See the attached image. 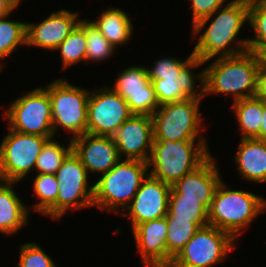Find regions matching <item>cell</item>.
Here are the masks:
<instances>
[{"label":"cell","instance_id":"38","mask_svg":"<svg viewBox=\"0 0 266 267\" xmlns=\"http://www.w3.org/2000/svg\"><path fill=\"white\" fill-rule=\"evenodd\" d=\"M248 50L255 53L259 69H266V46H248Z\"/></svg>","mask_w":266,"mask_h":267},{"label":"cell","instance_id":"6","mask_svg":"<svg viewBox=\"0 0 266 267\" xmlns=\"http://www.w3.org/2000/svg\"><path fill=\"white\" fill-rule=\"evenodd\" d=\"M202 98L160 105L153 113V141L208 140L200 112ZM201 135V136H200Z\"/></svg>","mask_w":266,"mask_h":267},{"label":"cell","instance_id":"20","mask_svg":"<svg viewBox=\"0 0 266 267\" xmlns=\"http://www.w3.org/2000/svg\"><path fill=\"white\" fill-rule=\"evenodd\" d=\"M166 216L138 224L132 231L143 267H167Z\"/></svg>","mask_w":266,"mask_h":267},{"label":"cell","instance_id":"24","mask_svg":"<svg viewBox=\"0 0 266 267\" xmlns=\"http://www.w3.org/2000/svg\"><path fill=\"white\" fill-rule=\"evenodd\" d=\"M232 112L239 124L242 139H260V129L263 117V99L257 97L245 98L232 103Z\"/></svg>","mask_w":266,"mask_h":267},{"label":"cell","instance_id":"15","mask_svg":"<svg viewBox=\"0 0 266 267\" xmlns=\"http://www.w3.org/2000/svg\"><path fill=\"white\" fill-rule=\"evenodd\" d=\"M222 181L216 158L211 155L196 170L185 174L171 186L169 199L200 200L208 211L214 193Z\"/></svg>","mask_w":266,"mask_h":267},{"label":"cell","instance_id":"2","mask_svg":"<svg viewBox=\"0 0 266 267\" xmlns=\"http://www.w3.org/2000/svg\"><path fill=\"white\" fill-rule=\"evenodd\" d=\"M259 63L254 52L217 57L204 68V95L222 94L232 102L255 96Z\"/></svg>","mask_w":266,"mask_h":267},{"label":"cell","instance_id":"32","mask_svg":"<svg viewBox=\"0 0 266 267\" xmlns=\"http://www.w3.org/2000/svg\"><path fill=\"white\" fill-rule=\"evenodd\" d=\"M249 26L254 38H248V46H266V1L249 3Z\"/></svg>","mask_w":266,"mask_h":267},{"label":"cell","instance_id":"1","mask_svg":"<svg viewBox=\"0 0 266 267\" xmlns=\"http://www.w3.org/2000/svg\"><path fill=\"white\" fill-rule=\"evenodd\" d=\"M248 21L247 0H231L212 15L199 20L192 26L193 39L199 36L192 50L194 57L207 63L217 57L235 56L248 51V38L237 37Z\"/></svg>","mask_w":266,"mask_h":267},{"label":"cell","instance_id":"39","mask_svg":"<svg viewBox=\"0 0 266 267\" xmlns=\"http://www.w3.org/2000/svg\"><path fill=\"white\" fill-rule=\"evenodd\" d=\"M263 117L260 129V140H266V101L263 100Z\"/></svg>","mask_w":266,"mask_h":267},{"label":"cell","instance_id":"21","mask_svg":"<svg viewBox=\"0 0 266 267\" xmlns=\"http://www.w3.org/2000/svg\"><path fill=\"white\" fill-rule=\"evenodd\" d=\"M234 161L241 178L252 183H266V140L241 138Z\"/></svg>","mask_w":266,"mask_h":267},{"label":"cell","instance_id":"36","mask_svg":"<svg viewBox=\"0 0 266 267\" xmlns=\"http://www.w3.org/2000/svg\"><path fill=\"white\" fill-rule=\"evenodd\" d=\"M255 97L266 101V69H258Z\"/></svg>","mask_w":266,"mask_h":267},{"label":"cell","instance_id":"17","mask_svg":"<svg viewBox=\"0 0 266 267\" xmlns=\"http://www.w3.org/2000/svg\"><path fill=\"white\" fill-rule=\"evenodd\" d=\"M78 15L77 11L61 8L39 23L27 22L26 46L54 51L79 24Z\"/></svg>","mask_w":266,"mask_h":267},{"label":"cell","instance_id":"34","mask_svg":"<svg viewBox=\"0 0 266 267\" xmlns=\"http://www.w3.org/2000/svg\"><path fill=\"white\" fill-rule=\"evenodd\" d=\"M193 52L183 61L178 57H162L157 59L153 67H146L149 79H163L164 77L180 76V72L194 59Z\"/></svg>","mask_w":266,"mask_h":267},{"label":"cell","instance_id":"33","mask_svg":"<svg viewBox=\"0 0 266 267\" xmlns=\"http://www.w3.org/2000/svg\"><path fill=\"white\" fill-rule=\"evenodd\" d=\"M19 249L17 267H58L53 258L35 242H26Z\"/></svg>","mask_w":266,"mask_h":267},{"label":"cell","instance_id":"30","mask_svg":"<svg viewBox=\"0 0 266 267\" xmlns=\"http://www.w3.org/2000/svg\"><path fill=\"white\" fill-rule=\"evenodd\" d=\"M54 51L59 52L63 69H69L68 67L81 61L86 65L85 30L78 24Z\"/></svg>","mask_w":266,"mask_h":267},{"label":"cell","instance_id":"10","mask_svg":"<svg viewBox=\"0 0 266 267\" xmlns=\"http://www.w3.org/2000/svg\"><path fill=\"white\" fill-rule=\"evenodd\" d=\"M54 137L24 134L12 129L0 144V180L21 182L35 171L37 158L45 142Z\"/></svg>","mask_w":266,"mask_h":267},{"label":"cell","instance_id":"5","mask_svg":"<svg viewBox=\"0 0 266 267\" xmlns=\"http://www.w3.org/2000/svg\"><path fill=\"white\" fill-rule=\"evenodd\" d=\"M148 171V162L121 159L93 184V205L102 212L123 213L149 174Z\"/></svg>","mask_w":266,"mask_h":267},{"label":"cell","instance_id":"35","mask_svg":"<svg viewBox=\"0 0 266 267\" xmlns=\"http://www.w3.org/2000/svg\"><path fill=\"white\" fill-rule=\"evenodd\" d=\"M192 10V26L199 20L212 15L219 8L227 5L230 0H189Z\"/></svg>","mask_w":266,"mask_h":267},{"label":"cell","instance_id":"19","mask_svg":"<svg viewBox=\"0 0 266 267\" xmlns=\"http://www.w3.org/2000/svg\"><path fill=\"white\" fill-rule=\"evenodd\" d=\"M71 141L73 152L79 157L88 174L107 173L121 160L112 136L86 133Z\"/></svg>","mask_w":266,"mask_h":267},{"label":"cell","instance_id":"3","mask_svg":"<svg viewBox=\"0 0 266 267\" xmlns=\"http://www.w3.org/2000/svg\"><path fill=\"white\" fill-rule=\"evenodd\" d=\"M265 211L266 198L253 192L228 188L222 179L208 211V224L227 232L236 240Z\"/></svg>","mask_w":266,"mask_h":267},{"label":"cell","instance_id":"40","mask_svg":"<svg viewBox=\"0 0 266 267\" xmlns=\"http://www.w3.org/2000/svg\"><path fill=\"white\" fill-rule=\"evenodd\" d=\"M249 3L254 2V1H266V0H247Z\"/></svg>","mask_w":266,"mask_h":267},{"label":"cell","instance_id":"28","mask_svg":"<svg viewBox=\"0 0 266 267\" xmlns=\"http://www.w3.org/2000/svg\"><path fill=\"white\" fill-rule=\"evenodd\" d=\"M79 25L85 30L86 63L102 62L115 54L116 48L101 34L96 26L88 19L82 18Z\"/></svg>","mask_w":266,"mask_h":267},{"label":"cell","instance_id":"4","mask_svg":"<svg viewBox=\"0 0 266 267\" xmlns=\"http://www.w3.org/2000/svg\"><path fill=\"white\" fill-rule=\"evenodd\" d=\"M206 140L153 141L149 174L172 186L210 156Z\"/></svg>","mask_w":266,"mask_h":267},{"label":"cell","instance_id":"22","mask_svg":"<svg viewBox=\"0 0 266 267\" xmlns=\"http://www.w3.org/2000/svg\"><path fill=\"white\" fill-rule=\"evenodd\" d=\"M18 182L0 180V232L12 236L29 223V208L15 191Z\"/></svg>","mask_w":266,"mask_h":267},{"label":"cell","instance_id":"27","mask_svg":"<svg viewBox=\"0 0 266 267\" xmlns=\"http://www.w3.org/2000/svg\"><path fill=\"white\" fill-rule=\"evenodd\" d=\"M0 18V71L4 67L2 61L19 47L26 46L27 22Z\"/></svg>","mask_w":266,"mask_h":267},{"label":"cell","instance_id":"29","mask_svg":"<svg viewBox=\"0 0 266 267\" xmlns=\"http://www.w3.org/2000/svg\"><path fill=\"white\" fill-rule=\"evenodd\" d=\"M48 139L37 158L35 170L37 174H56L67 155L72 151V141L67 146L56 139Z\"/></svg>","mask_w":266,"mask_h":267},{"label":"cell","instance_id":"9","mask_svg":"<svg viewBox=\"0 0 266 267\" xmlns=\"http://www.w3.org/2000/svg\"><path fill=\"white\" fill-rule=\"evenodd\" d=\"M236 242L227 232L207 225L198 229L168 267H213L228 258Z\"/></svg>","mask_w":266,"mask_h":267},{"label":"cell","instance_id":"7","mask_svg":"<svg viewBox=\"0 0 266 267\" xmlns=\"http://www.w3.org/2000/svg\"><path fill=\"white\" fill-rule=\"evenodd\" d=\"M43 87L51 100L54 136L60 129L72 134L69 140L86 134L90 90L75 86L62 78Z\"/></svg>","mask_w":266,"mask_h":267},{"label":"cell","instance_id":"31","mask_svg":"<svg viewBox=\"0 0 266 267\" xmlns=\"http://www.w3.org/2000/svg\"><path fill=\"white\" fill-rule=\"evenodd\" d=\"M166 218L190 219L199 228L208 224V210L200 204V200L169 199Z\"/></svg>","mask_w":266,"mask_h":267},{"label":"cell","instance_id":"26","mask_svg":"<svg viewBox=\"0 0 266 267\" xmlns=\"http://www.w3.org/2000/svg\"><path fill=\"white\" fill-rule=\"evenodd\" d=\"M167 220V267L178 255L186 243L198 231L199 227L190 219L166 218Z\"/></svg>","mask_w":266,"mask_h":267},{"label":"cell","instance_id":"11","mask_svg":"<svg viewBox=\"0 0 266 267\" xmlns=\"http://www.w3.org/2000/svg\"><path fill=\"white\" fill-rule=\"evenodd\" d=\"M55 176L59 184L58 221L71 209L74 211L94 207V185L89 184L87 169L73 150L64 159Z\"/></svg>","mask_w":266,"mask_h":267},{"label":"cell","instance_id":"14","mask_svg":"<svg viewBox=\"0 0 266 267\" xmlns=\"http://www.w3.org/2000/svg\"><path fill=\"white\" fill-rule=\"evenodd\" d=\"M171 186L148 174L131 204L120 216L130 219L131 229L146 221L163 218L168 212Z\"/></svg>","mask_w":266,"mask_h":267},{"label":"cell","instance_id":"13","mask_svg":"<svg viewBox=\"0 0 266 267\" xmlns=\"http://www.w3.org/2000/svg\"><path fill=\"white\" fill-rule=\"evenodd\" d=\"M110 87L125 99L133 114L152 116L159 107L146 66L126 67L118 73L114 85Z\"/></svg>","mask_w":266,"mask_h":267},{"label":"cell","instance_id":"12","mask_svg":"<svg viewBox=\"0 0 266 267\" xmlns=\"http://www.w3.org/2000/svg\"><path fill=\"white\" fill-rule=\"evenodd\" d=\"M102 86L90 91L86 133L113 136L133 113L122 96L110 86Z\"/></svg>","mask_w":266,"mask_h":267},{"label":"cell","instance_id":"37","mask_svg":"<svg viewBox=\"0 0 266 267\" xmlns=\"http://www.w3.org/2000/svg\"><path fill=\"white\" fill-rule=\"evenodd\" d=\"M19 5L16 0H0V18L10 16Z\"/></svg>","mask_w":266,"mask_h":267},{"label":"cell","instance_id":"25","mask_svg":"<svg viewBox=\"0 0 266 267\" xmlns=\"http://www.w3.org/2000/svg\"><path fill=\"white\" fill-rule=\"evenodd\" d=\"M33 194L38 202L31 209L43 216L57 220V197L59 184L55 174H36L33 179Z\"/></svg>","mask_w":266,"mask_h":267},{"label":"cell","instance_id":"8","mask_svg":"<svg viewBox=\"0 0 266 267\" xmlns=\"http://www.w3.org/2000/svg\"><path fill=\"white\" fill-rule=\"evenodd\" d=\"M22 95L3 111L8 128L24 134L55 137L48 91L40 86Z\"/></svg>","mask_w":266,"mask_h":267},{"label":"cell","instance_id":"23","mask_svg":"<svg viewBox=\"0 0 266 267\" xmlns=\"http://www.w3.org/2000/svg\"><path fill=\"white\" fill-rule=\"evenodd\" d=\"M98 19L90 20L101 34L115 47H123L132 38V18L123 9L111 7L101 11Z\"/></svg>","mask_w":266,"mask_h":267},{"label":"cell","instance_id":"16","mask_svg":"<svg viewBox=\"0 0 266 267\" xmlns=\"http://www.w3.org/2000/svg\"><path fill=\"white\" fill-rule=\"evenodd\" d=\"M112 137L121 159L148 162L153 144L152 117L132 114Z\"/></svg>","mask_w":266,"mask_h":267},{"label":"cell","instance_id":"18","mask_svg":"<svg viewBox=\"0 0 266 267\" xmlns=\"http://www.w3.org/2000/svg\"><path fill=\"white\" fill-rule=\"evenodd\" d=\"M205 64L200 59L194 58L181 72L180 76L164 77L163 79H150L157 101L160 105L182 101L186 98H205L204 95V68L199 73L192 69ZM200 83H196L198 81ZM198 88V89H197Z\"/></svg>","mask_w":266,"mask_h":267}]
</instances>
